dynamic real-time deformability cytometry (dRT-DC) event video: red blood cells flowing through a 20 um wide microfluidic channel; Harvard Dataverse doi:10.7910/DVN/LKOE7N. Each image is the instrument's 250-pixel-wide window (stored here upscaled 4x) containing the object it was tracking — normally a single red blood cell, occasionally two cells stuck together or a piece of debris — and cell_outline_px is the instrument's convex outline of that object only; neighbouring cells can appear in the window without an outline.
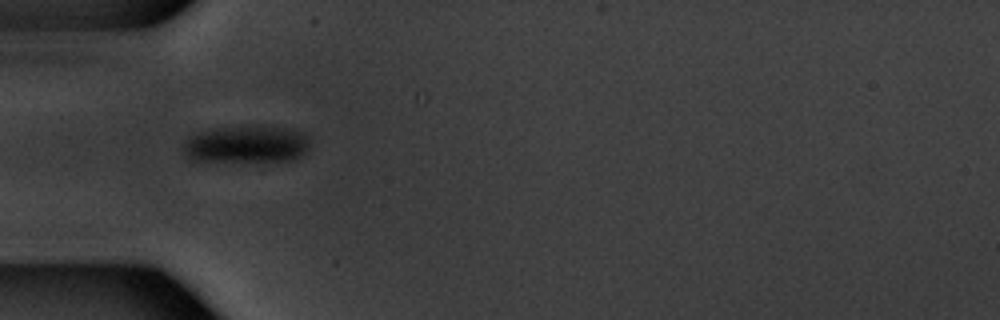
{"species": "common noctule bat (a hibernating species)", "species_latin": "Nyctalus noctula", "temperature_condition": "warm", "stored_images_in_passage": 4, "camera_frame_rate_fps": 3000, "um_per_image_px": 0.085, "animal": {"sex": "male", "body_mass_g": 20.1, "forearm_length_mm": 53.5}, "frame": {"image": 1, "passage_image": 1, "time_ms": 0.0, "image_size_px": [1000, 320], "cell_outline_px": [[308, 148], [300, 156], [292, 160], [192, 160], [188, 156], [184, 148], [184, 144], [192, 136], [200, 132], [216, 128], [284, 128], [304, 132], [308, 136]], "centroid_in_image_um": [21.0, 12.27], "position_along_channel_um": 64.0, "area_um2": 26.07}}